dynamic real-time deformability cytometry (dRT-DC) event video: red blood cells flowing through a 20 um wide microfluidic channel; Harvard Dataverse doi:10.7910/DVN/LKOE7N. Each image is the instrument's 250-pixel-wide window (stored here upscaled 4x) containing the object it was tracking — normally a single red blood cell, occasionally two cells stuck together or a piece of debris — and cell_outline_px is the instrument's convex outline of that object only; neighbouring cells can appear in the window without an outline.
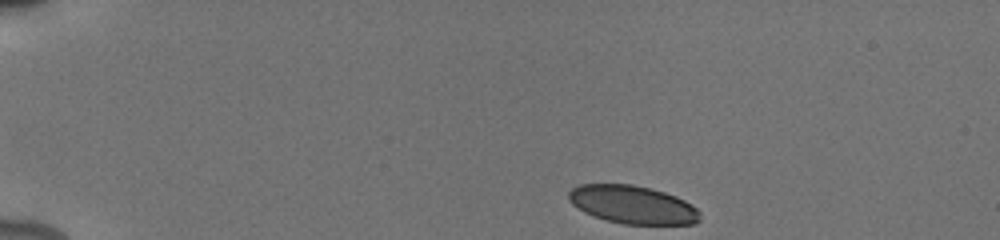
{"species": "human", "species_latin": "Homo sapiens", "temperature_condition": "cold", "stored_images_in_passage": 39, "camera_frame_rate_fps": 3000, "um_per_image_px": 0.085, "donor": {"sex": "male"}, "frame": {"image": 1, "passage_image": 1, "time_ms": 0.0, "image_size_px": [1000, 240], "cell_outline_px": [[700, 220], [696, 224], [624, 224], [608, 220], [584, 212], [572, 204], [568, 200], [568, 192], [572, 188], [580, 184], [632, 184], [664, 192], [676, 196], [684, 200], [696, 208], [700, 212]], "centroid_in_image_um": [53.78, 17.39], "position_along_channel_um": 31.2, "area_um2": 29.07}}
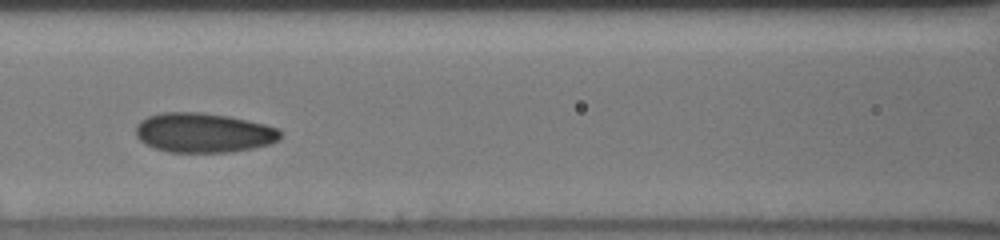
{"frame": {"image": 2, "passage_image": 15, "time_ms": 5.333, "image_size_px": [1000, 240], "cell_outline_px": [[280, 136], [272, 144], [252, 148], [228, 152], [168, 152], [152, 148], [140, 140], [136, 136], [136, 124], [140, 120], [148, 116], [160, 112], [200, 112], [228, 116], [264, 124], [276, 128], [280, 132]], "centroid_in_image_um": [17.24, 11.28], "position_along_channel_um": 149.4, "area_um2": 33.35}}
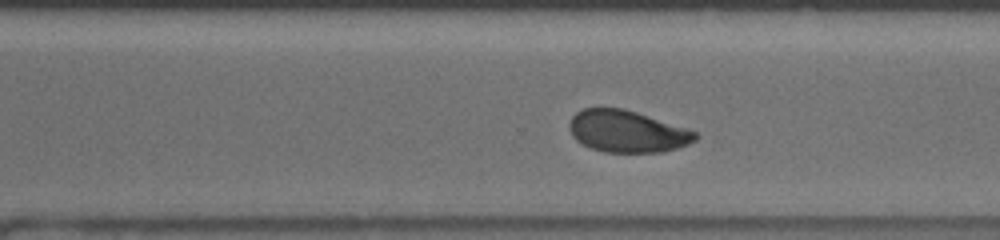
{"frame": {"image": 3, "passage_image": 25, "time_ms": 9.667, "image_size_px": [1000, 240], "cell_outline_px": [[700, 136], [696, 140], [688, 144], [676, 148], [660, 152], [604, 152], [580, 144], [572, 136], [568, 128], [568, 124], [572, 116], [576, 112], [584, 108], [624, 108], [688, 128], [696, 132]], "centroid_in_image_um": [53.29, 11.16], "position_along_channel_um": 317.3, "area_um2": 30.98}, "authors_computed_cell_mechanics": {"area_um2": 31.7322, "velocity_mm_per_s": 3.8894, "shape_relaxation_time_tau1_ms": 3.9813, "shape_relaxation_time_tau2_ms": 1.3728, "deformation_change_tau1": 0.1109, "deformation_change_tau2": 0.0644}}